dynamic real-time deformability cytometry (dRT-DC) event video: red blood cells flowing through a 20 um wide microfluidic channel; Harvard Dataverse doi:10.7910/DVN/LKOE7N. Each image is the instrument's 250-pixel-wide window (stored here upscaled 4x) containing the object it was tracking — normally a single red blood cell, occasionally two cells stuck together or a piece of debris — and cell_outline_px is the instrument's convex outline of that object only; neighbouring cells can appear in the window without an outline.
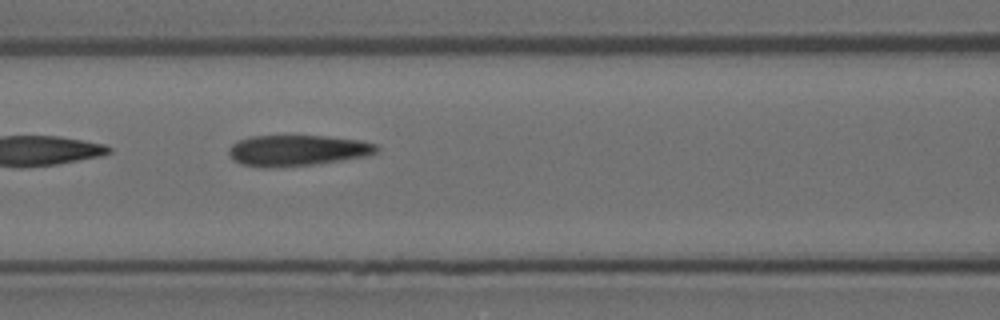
{"species": "Egyptian fruit bat (a non-hibernating species)", "species_latin": "Rousettus aegyptiacus", "temperature_condition": "room temperature", "stored_images_in_passage": 7, "camera_frame_rate_fps": 3000, "um_per_image_px": 0.085, "animal": {"sex": "female"}, "frame": {"image": 1, "passage_image": 6, "time_ms": 1.667, "image_size_px": [1000, 320], "cell_outline_px": [[380, 148], [376, 152], [368, 156], [344, 160], [316, 164], [272, 168], [264, 168], [240, 164], [232, 160], [228, 152], [228, 148], [236, 140], [252, 136], [328, 136], [360, 140], [376, 144]], "centroid_in_image_um": [25.25, 12.79], "position_along_channel_um": 141.3, "area_um2": 27.05}}